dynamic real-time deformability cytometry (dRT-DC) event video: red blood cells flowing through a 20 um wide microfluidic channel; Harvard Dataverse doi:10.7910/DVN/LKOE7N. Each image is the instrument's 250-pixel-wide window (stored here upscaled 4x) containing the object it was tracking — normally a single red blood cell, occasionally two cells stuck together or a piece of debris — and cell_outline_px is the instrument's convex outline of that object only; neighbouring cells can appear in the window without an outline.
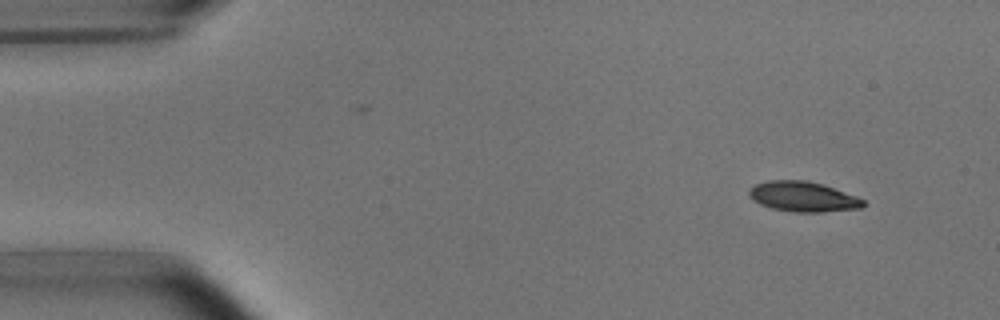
{"species": "common noctule bat (a hibernating species)", "species_latin": "Nyctalus noctula", "temperature_condition": "room temperature", "stored_images_in_passage": 4, "segment_of_instrument_passage": [2, 2], "camera_frame_rate_fps": 3000, "um_per_image_px": 0.085, "animal": {"sex": "male", "body_mass_g": 15.6}, "frame": {"image": 1, "passage_image": 4, "time_ms": 4.333, "image_size_px": [1000, 320], "cell_outline_px": [[868, 204], [860, 208], [824, 212], [792, 212], [772, 208], [760, 204], [752, 200], [748, 196], [748, 192], [756, 184], [768, 180], [804, 180], [820, 184], [856, 196], [864, 200]], "centroid_in_image_um": [68.25, 16.73], "position_along_channel_um": 16.8, "area_um2": 19.94}}